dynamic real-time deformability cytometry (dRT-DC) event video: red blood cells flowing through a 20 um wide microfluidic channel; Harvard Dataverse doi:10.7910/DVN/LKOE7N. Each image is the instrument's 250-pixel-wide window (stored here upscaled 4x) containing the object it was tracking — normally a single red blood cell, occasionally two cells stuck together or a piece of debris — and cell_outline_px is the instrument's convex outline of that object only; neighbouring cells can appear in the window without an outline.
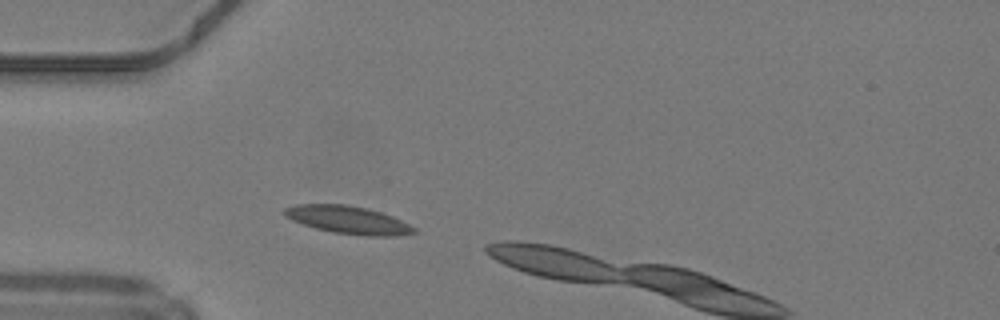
{"species": "common noctule bat (a hibernating species)", "species_latin": "Nyctalus noctula", "temperature_condition": "warm", "stored_images_in_passage": 4, "camera_frame_rate_fps": 3000, "um_per_image_px": 0.085, "animal": {"sex": "male", "body_mass_g": 19.2, "forearm_length_mm": 51.8}, "frame": {"image": 1, "passage_image": 1, "time_ms": 0.0, "image_size_px": [1000, 320], "cell_outline_px": [[416, 232], [396, 236], [364, 236], [332, 232], [316, 228], [292, 220], [284, 216], [280, 212], [284, 208], [296, 204], [348, 204], [368, 208], [392, 216], [416, 228]], "centroid_in_image_um": [29.55, 18.68], "position_along_channel_um": 55.4, "area_um2": 21.1}}